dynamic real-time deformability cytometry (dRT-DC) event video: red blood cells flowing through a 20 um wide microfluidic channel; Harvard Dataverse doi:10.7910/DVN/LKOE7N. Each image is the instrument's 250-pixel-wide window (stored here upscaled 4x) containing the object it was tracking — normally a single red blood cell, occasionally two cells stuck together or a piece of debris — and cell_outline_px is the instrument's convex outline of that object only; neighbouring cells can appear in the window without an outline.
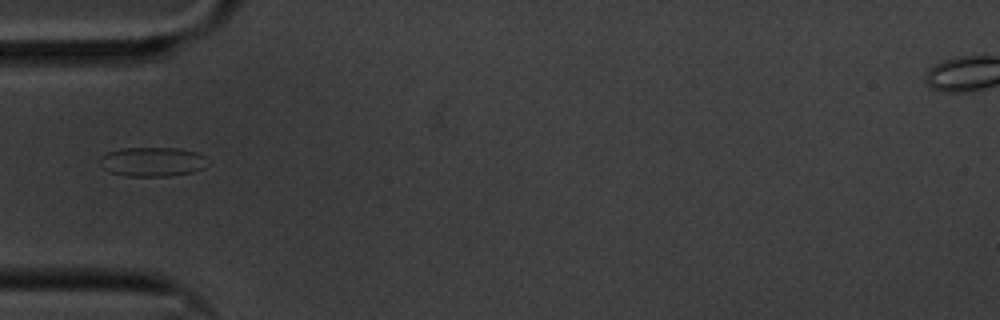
{"species": "common noctule bat (a hibernating species)", "species_latin": "Nyctalus noctula", "temperature_condition": "cold", "stored_images_in_passage": 39, "camera_frame_rate_fps": 3000, "um_per_image_px": 0.085, "animal": {"sex": "male", "body_mass_g": 20.1, "forearm_length_mm": 53.5}, "frame": {"image": 1, "passage_image": 1, "time_ms": 0.0, "image_size_px": [1000, 320], "cell_outline_px": [[204, 168], [192, 172], [168, 176], [124, 176], [108, 172], [100, 164], [100, 156], [108, 152], [120, 148], [180, 148], [196, 152], [204, 156]], "centroid_in_image_um": [12.89, 13.75], "position_along_channel_um": 72.1, "area_um2": 18.38}}
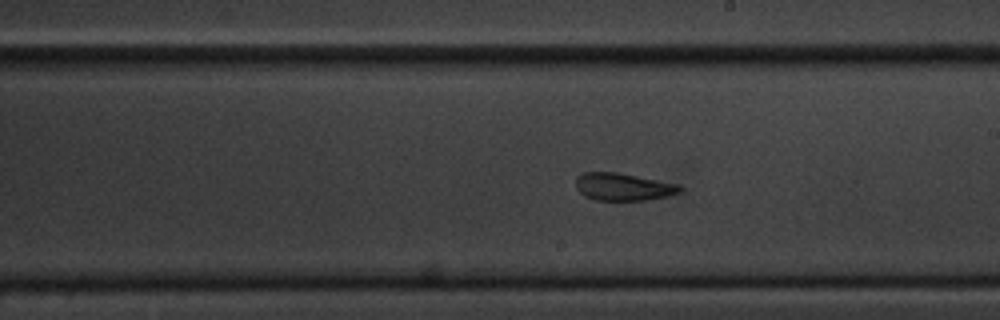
{"frame": {"image": 2, "passage_image": 12, "time_ms": 3.667, "image_size_px": [1000, 320], "cell_outline_px": [[684, 188], [680, 192], [668, 196], [648, 200], [596, 200], [584, 196], [576, 188], [576, 176], [584, 172], [616, 172], [680, 184]], "centroid_in_image_um": [52.99, 15.88], "position_along_channel_um": 236.0, "area_um2": 16.82}}
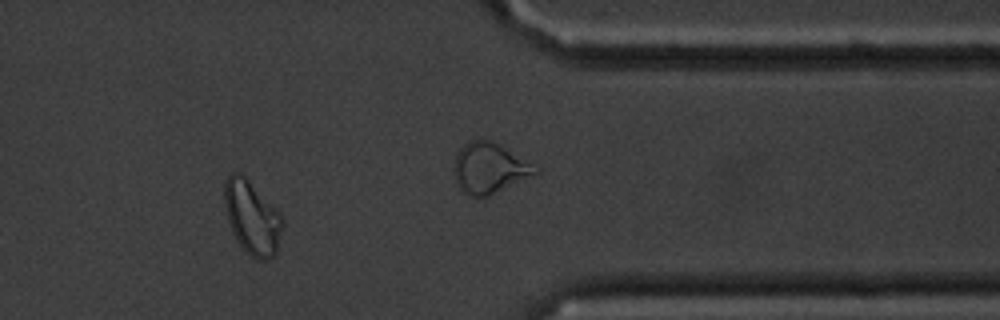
{"frame": {"image": 3, "passage_image": 28, "time_ms": 9.0, "image_size_px": [1000, 320], "cell_outline_px": [[284, 224], [276, 252], [268, 260], [256, 260], [240, 244], [232, 232], [228, 220], [224, 204], [224, 184], [228, 176], [232, 172], [240, 172], [248, 180], [280, 216]], "centroid_in_image_um": [21.39, 18.51], "position_along_channel_um": 390.0, "area_um2": 24.16}}